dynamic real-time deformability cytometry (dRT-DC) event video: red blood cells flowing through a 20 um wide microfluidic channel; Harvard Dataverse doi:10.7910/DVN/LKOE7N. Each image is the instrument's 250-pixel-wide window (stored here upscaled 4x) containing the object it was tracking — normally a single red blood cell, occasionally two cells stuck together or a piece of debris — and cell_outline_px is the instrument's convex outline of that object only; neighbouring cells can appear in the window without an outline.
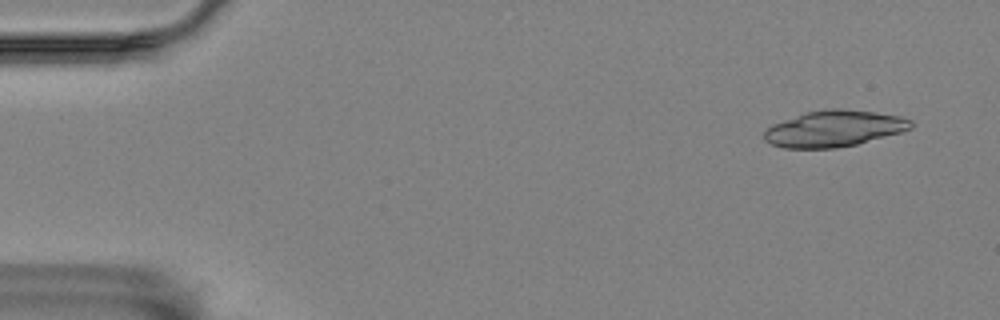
{"species": "Egyptian fruit bat (a non-hibernating species)", "species_latin": "Rousettus aegyptiacus", "temperature_condition": "room temperature", "stored_images_in_passage": 4, "camera_frame_rate_fps": 3000, "um_per_image_px": 0.085, "animal": {"sex": "female"}, "frame": {"image": 1, "passage_image": 1, "time_ms": 0.0, "image_size_px": [1000, 320], "cell_outline_px": [[912, 128], [900, 132], [856, 144], [836, 148], [784, 148], [772, 144], [764, 140], [764, 132], [772, 124], [804, 112], [832, 108], [844, 108], [876, 112], [900, 116], [912, 120]], "centroid_in_image_um": [70.88, 10.92], "position_along_channel_um": 14.1, "area_um2": 30.98}}